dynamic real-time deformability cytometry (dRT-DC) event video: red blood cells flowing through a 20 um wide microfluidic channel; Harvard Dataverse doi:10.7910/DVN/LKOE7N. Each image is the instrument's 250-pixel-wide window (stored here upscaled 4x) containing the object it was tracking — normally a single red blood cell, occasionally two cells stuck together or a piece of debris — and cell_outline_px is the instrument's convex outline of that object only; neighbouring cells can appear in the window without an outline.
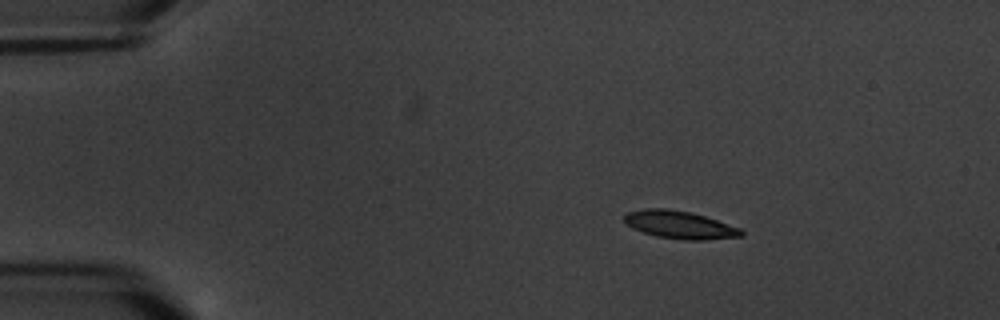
{"species": "common noctule bat (a hibernating species)", "species_latin": "Nyctalus noctula", "temperature_condition": "warm", "stored_images_in_passage": 6, "camera_frame_rate_fps": 3000, "um_per_image_px": 0.085, "animal": {"sex": "male", "body_mass_g": 20.1, "forearm_length_mm": 53.5}, "frame": {"image": 1, "passage_image": 2, "time_ms": 1.333, "image_size_px": [1000, 320], "cell_outline_px": [[744, 236], [704, 240], [684, 240], [656, 236], [632, 228], [624, 220], [624, 216], [628, 212], [644, 208], [668, 208], [692, 212], [740, 228], [744, 232]], "centroid_in_image_um": [57.78, 19.1], "position_along_channel_um": 27.2, "area_um2": 18.9}}
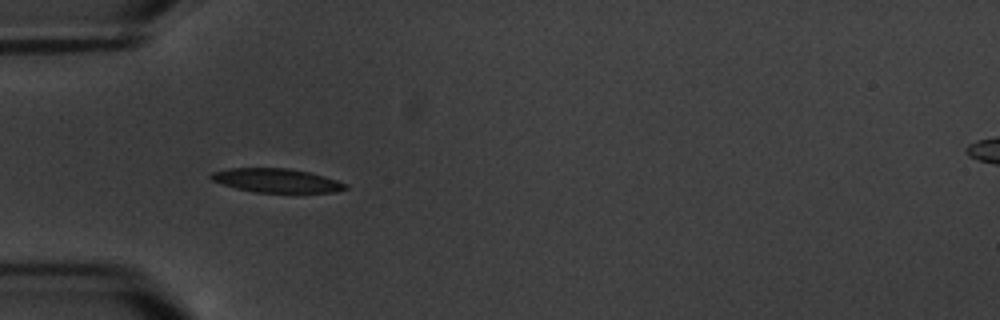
{"frame": {"image": 2, "passage_image": 4, "time_ms": 4.333, "image_size_px": [1000, 320], "cell_outline_px": [[348, 188], [336, 192], [256, 192], [236, 188], [212, 180], [208, 176], [212, 172], [228, 168], [288, 168], [308, 172], [324, 176], [348, 184]], "centroid_in_image_um": [23.5, 15.34], "position_along_channel_um": 61.5, "area_um2": 18.55}}
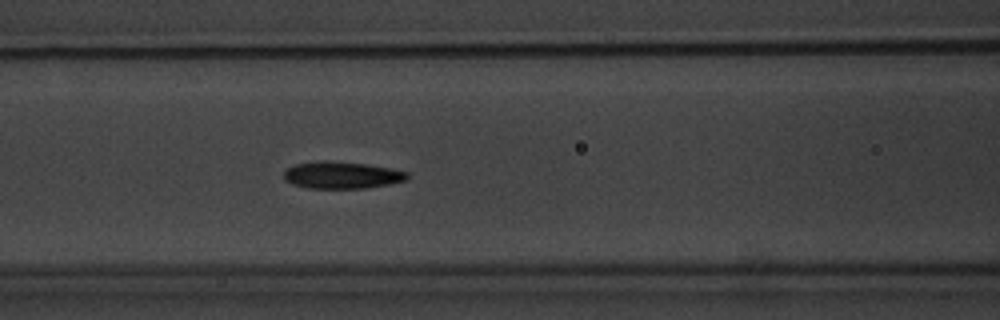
{"frame": {"image": 3, "passage_image": 6, "time_ms": 6.667, "image_size_px": [1000, 320], "cell_outline_px": [[408, 180], [368, 188], [308, 188], [292, 184], [284, 180], [284, 172], [288, 168], [296, 164], [316, 160], [324, 160], [368, 164], [392, 168], [408, 172]], "centroid_in_image_um": [29.06, 14.88], "position_along_channel_um": 137.5, "area_um2": 19.59}}